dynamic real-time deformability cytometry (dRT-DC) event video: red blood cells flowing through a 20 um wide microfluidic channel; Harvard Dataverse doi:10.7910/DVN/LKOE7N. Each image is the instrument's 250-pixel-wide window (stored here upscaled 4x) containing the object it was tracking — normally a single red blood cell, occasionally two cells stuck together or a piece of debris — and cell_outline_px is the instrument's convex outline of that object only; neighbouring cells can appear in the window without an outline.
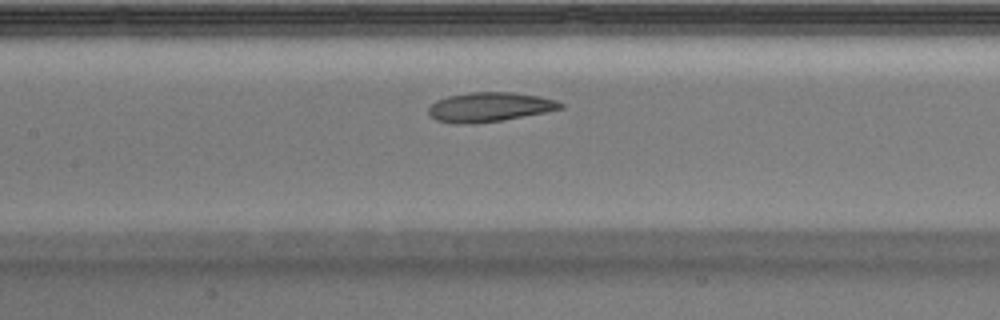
{"species": "Egyptian fruit bat (a non-hibernating species)", "species_latin": "Rousettus aegyptiacus", "temperature_condition": "warm", "stored_images_in_passage": 32, "camera_frame_rate_fps": 3000, "um_per_image_px": 0.085, "animal": {"sex": "male"}, "frame": {"image": 1, "passage_image": 10, "time_ms": 3.0, "image_size_px": [1000, 320], "cell_outline_px": [[564, 108], [548, 112], [476, 124], [456, 124], [436, 120], [428, 112], [428, 108], [436, 100], [448, 96], [472, 92], [512, 92], [540, 96], [556, 100], [564, 104]], "centroid_in_image_um": [41.63, 9.1], "position_along_channel_um": 165.8, "area_um2": 22.72}}